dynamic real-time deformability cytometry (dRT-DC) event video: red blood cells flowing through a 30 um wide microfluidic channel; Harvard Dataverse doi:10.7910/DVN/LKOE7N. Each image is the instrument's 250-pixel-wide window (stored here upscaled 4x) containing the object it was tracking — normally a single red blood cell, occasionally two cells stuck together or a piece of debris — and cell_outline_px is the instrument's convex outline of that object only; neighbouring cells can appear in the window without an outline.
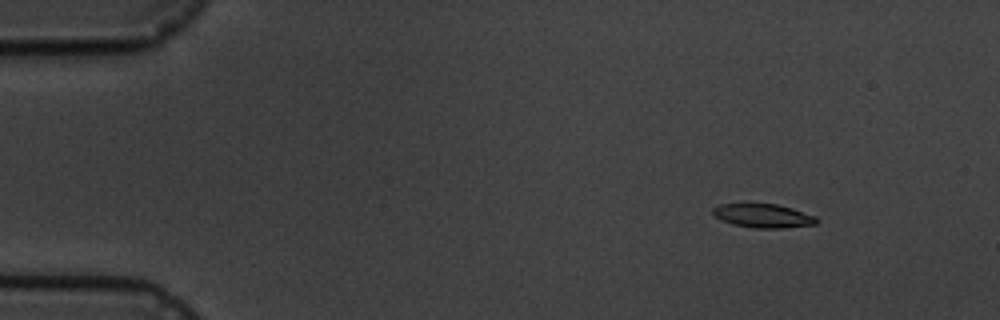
{"species": "common noctule bat (a hibernating species)", "species_latin": "Nyctalus noctula", "temperature_condition": "cold", "stored_images_in_passage": 4, "camera_frame_rate_fps": 3000, "um_per_image_px": 0.085, "animal": {"sex": "male", "body_mass_g": 19.5, "forearm_length_mm": 54.6}, "frame": {"image": 1, "passage_image": 1, "time_ms": 0.0, "image_size_px": [1000, 320], "cell_outline_px": [[820, 220], [816, 224], [784, 228], [752, 228], [736, 224], [724, 220], [716, 216], [712, 212], [712, 208], [720, 204], [744, 200], [776, 204], [792, 208], [816, 216]], "centroid_in_image_um": [64.85, 18.28], "position_along_channel_um": 20.1, "area_um2": 15.03}}
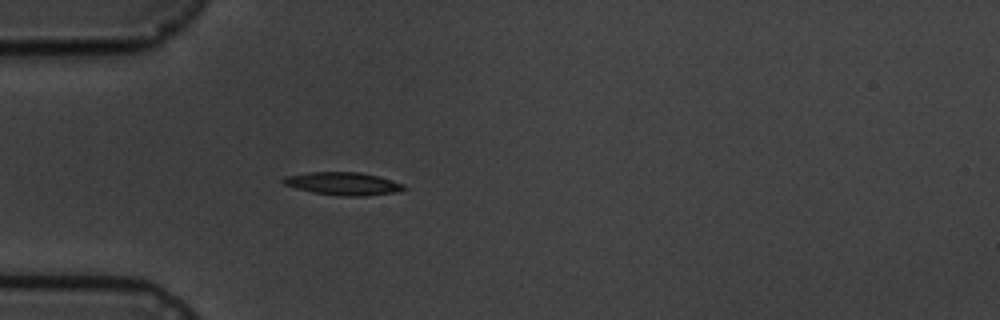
{"frame": {"image": 2, "passage_image": 4, "time_ms": 3.333, "image_size_px": [1000, 320], "cell_outline_px": [[408, 188], [396, 192], [364, 196], [340, 196], [312, 192], [296, 188], [284, 184], [280, 180], [284, 176], [308, 172], [360, 172], [376, 176], [404, 184]], "centroid_in_image_um": [29.13, 15.61], "position_along_channel_um": 55.9, "area_um2": 16.07}}